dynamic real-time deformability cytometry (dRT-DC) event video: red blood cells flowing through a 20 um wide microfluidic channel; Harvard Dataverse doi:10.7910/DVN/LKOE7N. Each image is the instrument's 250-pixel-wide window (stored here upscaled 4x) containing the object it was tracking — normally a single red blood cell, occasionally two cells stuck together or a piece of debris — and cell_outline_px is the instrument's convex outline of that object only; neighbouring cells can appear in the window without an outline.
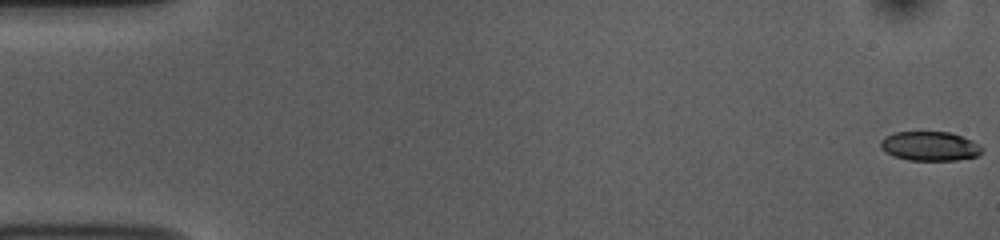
{"species": "common noctule bat (a hibernating species)", "species_latin": "Nyctalus noctula", "temperature_condition": "room temperature", "stored_images_in_passage": 53, "camera_frame_rate_fps": 3000, "um_per_image_px": 0.085, "animal": {"sex": "female", "body_mass_g": 10.0, "forearm_length_mm": 53.1}, "frame": {"image": 1, "passage_image": 1, "time_ms": 0.0, "image_size_px": [1000, 240], "cell_outline_px": [[984, 148], [976, 156], [956, 160], [908, 160], [884, 152], [880, 148], [880, 140], [884, 136], [892, 132], [948, 132], [960, 136]], "centroid_in_image_um": [78.95, 12.42], "position_along_channel_um": 6.1, "area_um2": 17.11}}
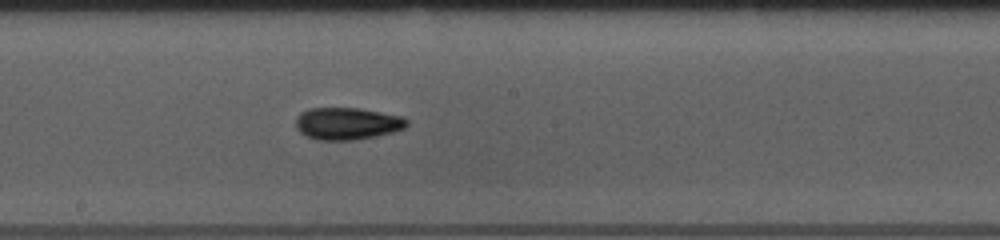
{"frame": {"image": 2, "passage_image": 29, "time_ms": 9.333, "image_size_px": [1000, 240], "cell_outline_px": [[408, 124], [404, 128], [392, 132], [352, 140], [316, 140], [300, 132], [296, 128], [296, 116], [300, 112], [308, 108], [356, 108], [380, 112], [400, 116], [408, 120]], "centroid_in_image_um": [29.46, 10.49], "position_along_channel_um": 218.7, "area_um2": 20.63}}
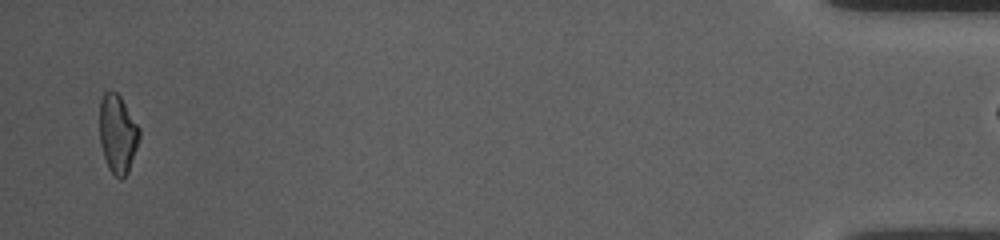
{"frame": {"image": 3, "passage_image": 52, "time_ms": 17.0, "image_size_px": [1000, 240], "cell_outline_px": [[140, 136], [128, 172], [120, 180], [108, 168], [100, 144], [100, 100], [104, 92], [116, 92], [120, 96], [140, 128]], "centroid_in_image_um": [10.0, 11.37], "position_along_channel_um": 425.2, "area_um2": 17.98}}